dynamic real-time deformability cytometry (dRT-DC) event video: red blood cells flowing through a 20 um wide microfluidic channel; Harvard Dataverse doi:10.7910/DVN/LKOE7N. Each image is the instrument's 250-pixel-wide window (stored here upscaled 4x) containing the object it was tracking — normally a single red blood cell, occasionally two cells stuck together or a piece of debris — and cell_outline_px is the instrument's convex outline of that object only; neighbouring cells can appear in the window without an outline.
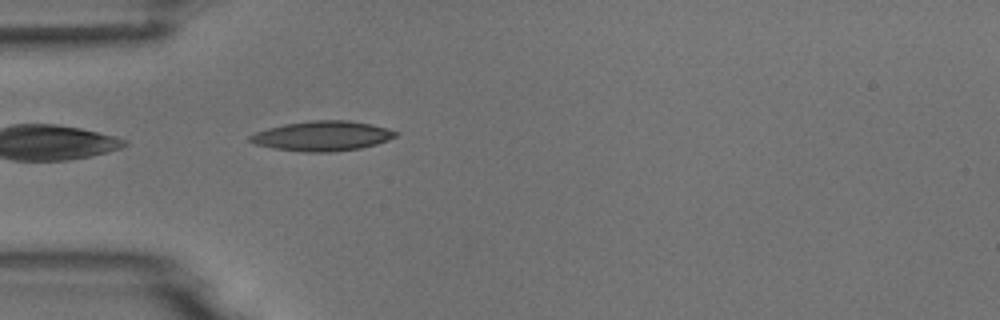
{"species": "common noctule bat (a hibernating species)", "species_latin": "Nyctalus noctula", "temperature_condition": "room temperature", "stored_images_in_passage": 4, "camera_frame_rate_fps": 3000, "um_per_image_px": 0.085, "animal": {"sex": "male", "body_mass_g": 18.8}, "frame": {"image": 1, "passage_image": 4, "time_ms": 4.333, "image_size_px": [1000, 320], "cell_outline_px": [[400, 132], [396, 136], [388, 140], [376, 144], [360, 148], [332, 152], [304, 152], [272, 148], [256, 144], [248, 140], [248, 136], [256, 132], [268, 128], [284, 124], [312, 120], [348, 120], [372, 124], [388, 128]], "centroid_in_image_um": [27.41, 11.55], "position_along_channel_um": 57.6, "area_um2": 25.43}}